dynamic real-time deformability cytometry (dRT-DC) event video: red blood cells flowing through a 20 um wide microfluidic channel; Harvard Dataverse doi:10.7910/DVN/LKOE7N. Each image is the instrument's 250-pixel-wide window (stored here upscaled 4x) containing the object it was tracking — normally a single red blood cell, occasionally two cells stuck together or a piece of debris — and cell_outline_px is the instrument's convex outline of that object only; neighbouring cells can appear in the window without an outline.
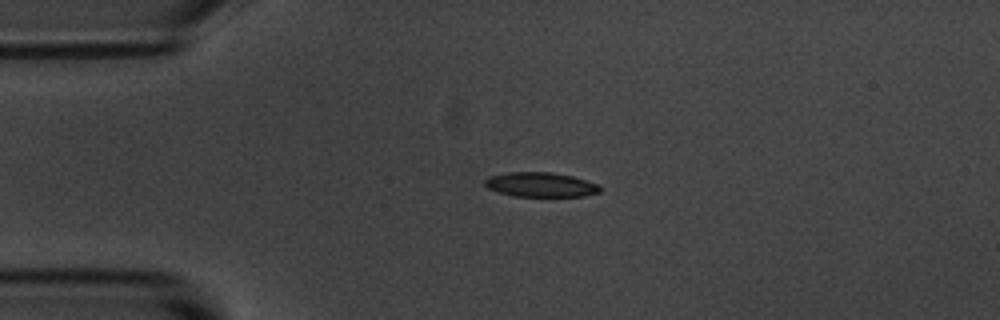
{"species": "common noctule bat (a hibernating species)", "species_latin": "Nyctalus noctula", "temperature_condition": "room temperature", "stored_images_in_passage": 4, "camera_frame_rate_fps": 3000, "um_per_image_px": 0.085, "animal": {"sex": "male", "body_mass_g": 20.1, "forearm_length_mm": 53.5}, "frame": {"image": 1, "passage_image": 2, "time_ms": 1.0, "image_size_px": [1000, 320], "cell_outline_px": [[604, 188], [600, 192], [584, 196], [512, 196], [488, 188], [484, 184], [484, 180], [488, 176], [508, 172], [552, 172], [572, 176], [600, 184]], "centroid_in_image_um": [45.99, 15.69], "position_along_channel_um": 39.0, "area_um2": 16.65}}